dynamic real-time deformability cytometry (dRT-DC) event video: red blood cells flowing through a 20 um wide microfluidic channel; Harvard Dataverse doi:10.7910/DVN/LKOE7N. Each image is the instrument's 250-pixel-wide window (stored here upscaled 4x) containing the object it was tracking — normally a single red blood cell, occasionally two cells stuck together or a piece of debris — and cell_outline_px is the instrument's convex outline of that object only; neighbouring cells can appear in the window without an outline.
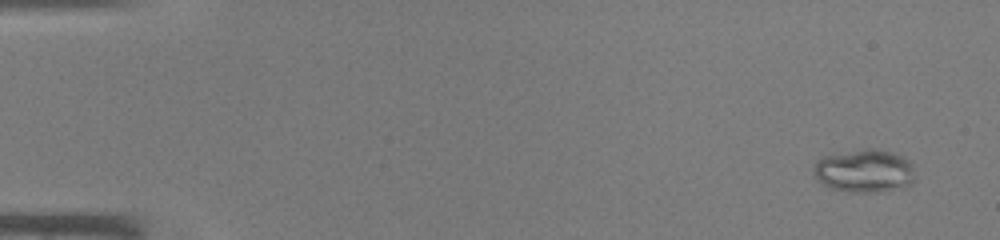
{"species": "common noctule bat (a hibernating species)", "species_latin": "Nyctalus noctula", "temperature_condition": "warm", "stored_images_in_passage": 46, "camera_frame_rate_fps": 3000, "um_per_image_px": 0.085, "animal": {"sex": "male", "body_mass_g": 19.0, "forearm_length_mm": 50.8}, "frame": {"image": 1, "passage_image": 3, "time_ms": 0.667, "image_size_px": [1000, 240], "cell_outline_px": [[912, 184], [904, 188], [876, 192], [848, 192], [832, 188], [824, 184], [816, 176], [816, 160], [820, 156], [868, 148], [876, 148], [892, 152], [904, 156], [912, 164]], "centroid_in_image_um": [73.51, 14.52], "position_along_channel_um": 11.5, "area_um2": 25.37}}
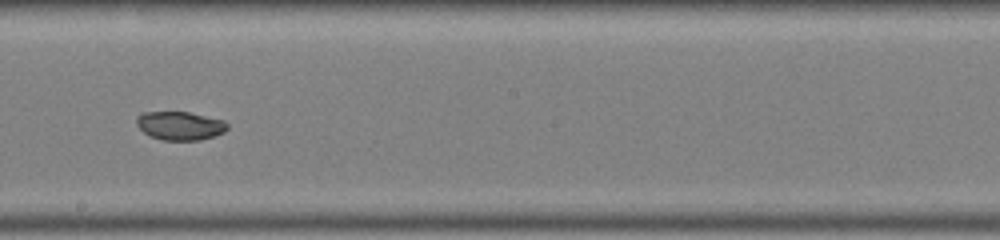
{"frame": {"image": 2, "passage_image": 27, "time_ms": 8.667, "image_size_px": [1000, 240], "cell_outline_px": [[228, 128], [224, 132], [200, 140], [160, 140], [144, 132], [136, 124], [136, 116], [140, 112], [188, 112], [224, 120], [228, 124]], "centroid_in_image_um": [15.28, 10.68], "position_along_channel_um": 232.9, "area_um2": 15.09}}
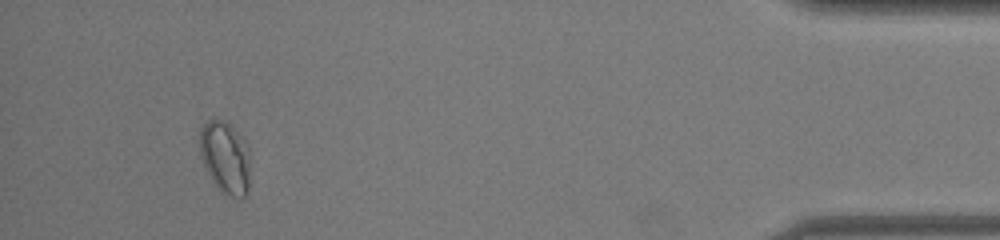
{"frame": {"image": 3, "passage_image": 43, "time_ms": 14.0, "image_size_px": [1000, 240], "cell_outline_px": [[248, 192], [244, 196], [228, 196], [220, 192], [216, 188], [200, 156], [200, 124], [208, 120], [224, 120], [232, 124], [244, 136], [248, 148]], "centroid_in_image_um": [19.13, 13.33], "position_along_channel_um": 416.1, "area_um2": 21.5}}